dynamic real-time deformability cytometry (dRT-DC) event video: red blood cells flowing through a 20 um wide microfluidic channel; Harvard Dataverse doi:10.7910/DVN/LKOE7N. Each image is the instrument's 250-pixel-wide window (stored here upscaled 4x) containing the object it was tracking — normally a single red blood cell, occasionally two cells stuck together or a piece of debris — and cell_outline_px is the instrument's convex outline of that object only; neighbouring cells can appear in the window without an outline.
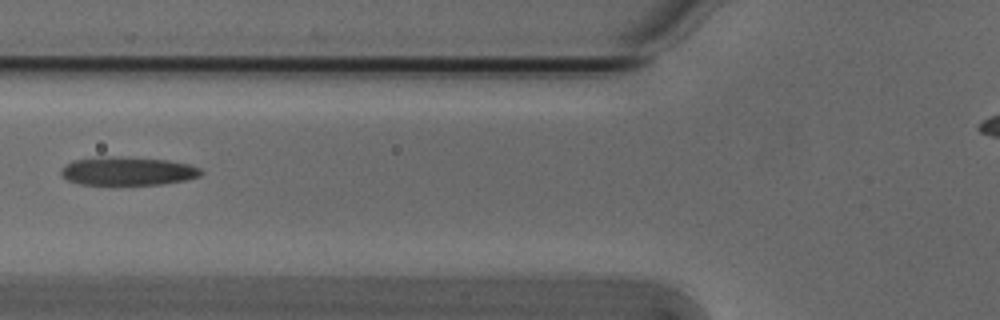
{"species": "Egyptian fruit bat (a non-hibernating species)", "species_latin": "Rousettus aegyptiacus", "temperature_condition": "cold", "stored_images_in_passage": 3, "camera_frame_rate_fps": 3000, "um_per_image_px": 0.085, "animal": {"sex": "male"}, "frame": {"image": 1, "passage_image": 3, "time_ms": 0.667, "image_size_px": [1000, 320], "cell_outline_px": [[204, 172], [200, 176], [184, 180], [164, 184], [112, 188], [80, 184], [68, 180], [60, 176], [60, 172], [64, 164], [76, 160], [120, 156], [168, 160], [192, 164], [200, 168]], "centroid_in_image_um": [10.85, 14.6], "position_along_channel_um": 114.9, "area_um2": 24.33}}